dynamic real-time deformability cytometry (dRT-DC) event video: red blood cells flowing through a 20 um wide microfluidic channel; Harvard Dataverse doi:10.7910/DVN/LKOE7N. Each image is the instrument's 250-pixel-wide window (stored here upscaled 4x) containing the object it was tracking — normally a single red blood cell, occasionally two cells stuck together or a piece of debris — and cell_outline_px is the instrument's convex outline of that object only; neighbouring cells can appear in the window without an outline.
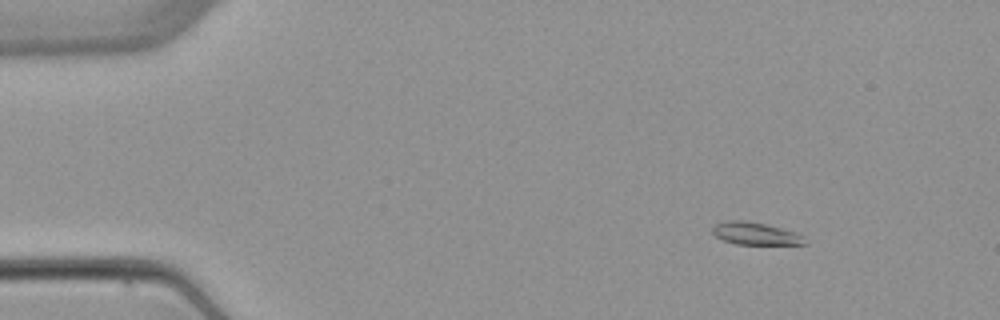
{"species": "common noctule bat (a hibernating species)", "species_latin": "Nyctalus noctula", "temperature_condition": "warm", "stored_images_in_passage": 5, "camera_frame_rate_fps": 3000, "um_per_image_px": 0.085, "animal": {"sex": "female", "body_mass_g": 22.7, "forearm_length_mm": 54.2}, "frame": {"image": 1, "passage_image": 2, "time_ms": 1.333, "image_size_px": [1000, 320], "cell_outline_px": [[808, 244], [736, 244], [724, 240], [716, 236], [712, 232], [712, 228], [716, 224], [728, 220], [744, 220], [764, 224], [796, 232], [804, 236], [808, 240]], "centroid_in_image_um": [64.25, 19.86], "position_along_channel_um": 20.8, "area_um2": 12.02}}
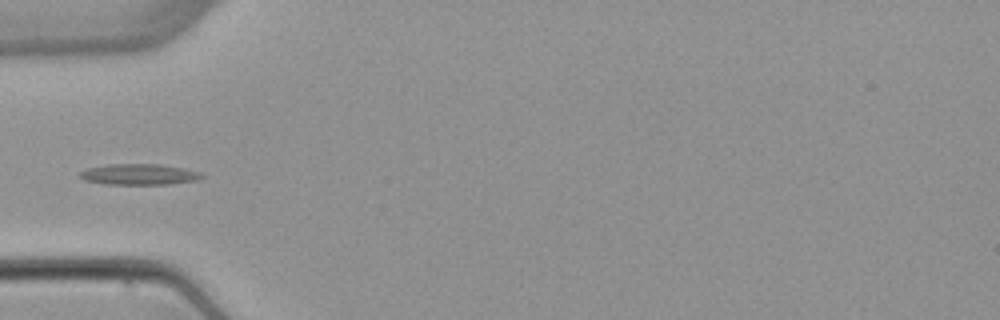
{"frame": {"image": 2, "passage_image": 5, "time_ms": 5.0, "image_size_px": [1000, 320], "cell_outline_px": [[204, 176], [196, 180], [168, 184], [104, 184], [84, 180], [80, 176], [80, 172], [88, 168], [108, 164], [160, 164], [184, 168], [200, 172]], "centroid_in_image_um": [11.82, 14.82], "position_along_channel_um": 73.2, "area_um2": 14.74}}